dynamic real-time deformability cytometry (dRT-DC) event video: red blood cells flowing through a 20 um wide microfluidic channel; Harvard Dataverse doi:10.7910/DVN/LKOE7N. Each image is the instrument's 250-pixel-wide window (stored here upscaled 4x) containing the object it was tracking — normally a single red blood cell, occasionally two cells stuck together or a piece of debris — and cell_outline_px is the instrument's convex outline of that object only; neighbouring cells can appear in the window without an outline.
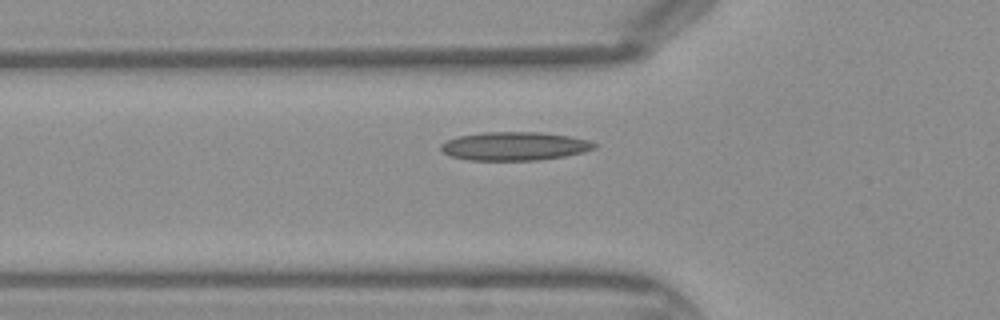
{"species": "Egyptian fruit bat (a non-hibernating species)", "species_latin": "Rousettus aegyptiacus", "temperature_condition": "warm", "stored_images_in_passage": 39, "camera_frame_rate_fps": 3000, "um_per_image_px": 0.085, "frame": {"image": 1, "passage_image": 14, "time_ms": 4.333, "image_size_px": [1000, 320], "cell_outline_px": [[596, 148], [584, 152], [564, 156], [536, 160], [468, 160], [448, 156], [440, 148], [440, 144], [448, 140], [460, 136], [484, 132], [540, 132], [568, 136], [588, 140], [596, 144]], "centroid_in_image_um": [43.72, 12.43], "position_along_channel_um": 82.1, "area_um2": 25.37}}
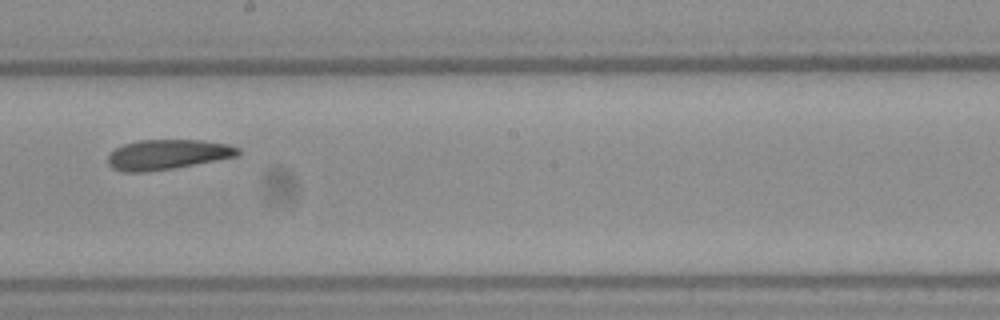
{"frame": {"image": 2, "passage_image": 24, "time_ms": 7.667, "image_size_px": [1000, 320], "cell_outline_px": [[240, 152], [236, 156], [216, 160], [172, 168], [144, 172], [124, 172], [112, 168], [108, 164], [108, 156], [116, 148], [124, 144], [140, 140], [204, 140], [228, 144], [240, 148]], "centroid_in_image_um": [14.23, 13.13], "position_along_channel_um": 234.0, "area_um2": 22.54}}
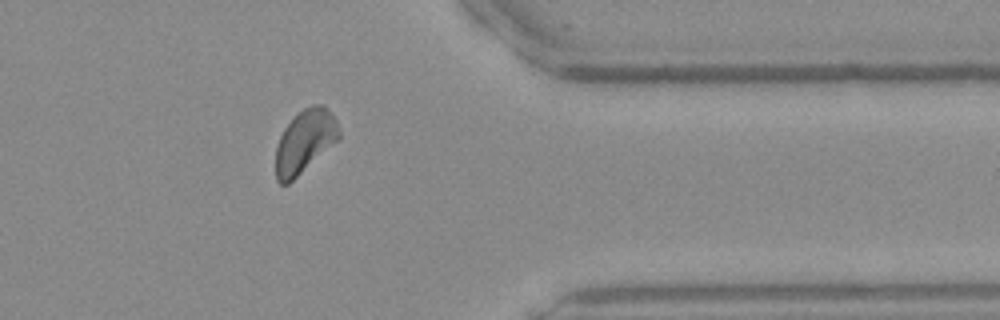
{"frame": {"image": 3, "passage_image": 35, "time_ms": 11.333, "image_size_px": [1000, 320], "cell_outline_px": [[340, 136], [336, 140], [288, 184], [280, 184], [276, 180], [276, 148], [280, 136], [284, 128], [304, 108], [312, 104], [324, 104], [336, 120], [340, 132]], "centroid_in_image_um": [25.89, 12.0], "position_along_channel_um": 385.5, "area_um2": 22.6}}